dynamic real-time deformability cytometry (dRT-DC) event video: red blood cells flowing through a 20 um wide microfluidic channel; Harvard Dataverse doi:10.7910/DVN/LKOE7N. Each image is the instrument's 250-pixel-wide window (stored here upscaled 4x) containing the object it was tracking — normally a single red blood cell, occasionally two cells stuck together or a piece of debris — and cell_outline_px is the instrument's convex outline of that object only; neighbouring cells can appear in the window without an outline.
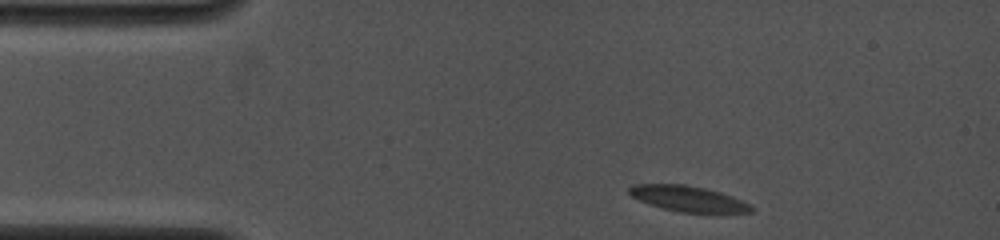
{"species": "common noctule bat (a hibernating species)", "species_latin": "Nyctalus noctula", "temperature_condition": "cold", "stored_images_in_passage": 42, "camera_frame_rate_fps": 4000, "um_per_image_px": 0.085, "animal": {"sex": "female", "body_mass_g": 19.0, "forearm_length_mm": 53.3}, "frame": {"image": 1, "passage_image": 1, "time_ms": 0.0, "image_size_px": [1000, 240], "cell_outline_px": [[756, 208], [752, 212], [680, 212], [664, 208], [640, 200], [632, 196], [628, 192], [628, 188], [632, 184], [684, 184], [704, 188], [720, 192], [732, 196]], "centroid_in_image_um": [58.48, 16.87], "position_along_channel_um": 26.5, "area_um2": 17.86}}
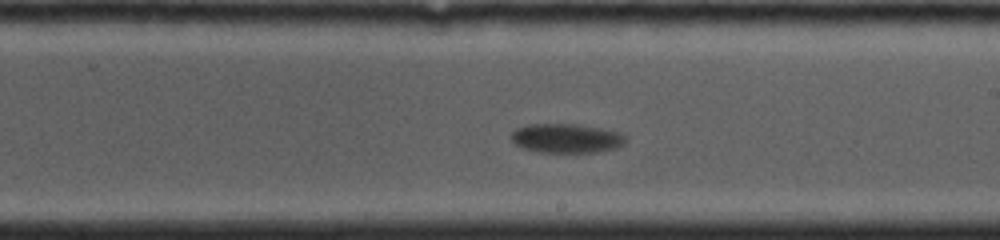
{"frame": {"image": 2, "passage_image": 19, "time_ms": 7.25, "image_size_px": [1000, 240], "cell_outline_px": [[624, 144], [616, 148], [596, 152], [536, 152], [524, 148], [516, 144], [512, 140], [512, 132], [516, 128], [528, 124], [580, 124], [600, 128], [616, 132], [624, 136]], "centroid_in_image_um": [48.11, 11.75], "position_along_channel_um": 240.9, "area_um2": 19.31}}
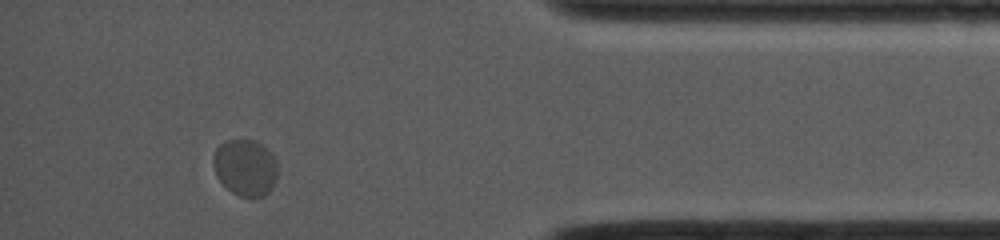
{"frame": {"image": 3, "passage_image": 36, "time_ms": 12.5, "image_size_px": [1000, 240], "cell_outline_px": [[276, 176], [272, 188], [264, 196], [252, 200], [240, 196], [232, 192], [216, 176], [212, 164], [212, 156], [216, 148], [220, 144], [228, 140], [256, 140], [268, 148], [272, 152], [276, 160]], "centroid_in_image_um": [20.85, 14.25], "position_along_channel_um": 414.4, "area_um2": 21.62}, "authors_computed_cell_mechanics": {"area_um2": 19.5075, "velocity_mm_per_s": 3.7429, "shape_relaxation_time_tau1_ms": 2.4524, "shape_relaxation_time_tau2_ms": null, "deformation_change_tau1": 0.0816, "deformation_change_tau2": null}}